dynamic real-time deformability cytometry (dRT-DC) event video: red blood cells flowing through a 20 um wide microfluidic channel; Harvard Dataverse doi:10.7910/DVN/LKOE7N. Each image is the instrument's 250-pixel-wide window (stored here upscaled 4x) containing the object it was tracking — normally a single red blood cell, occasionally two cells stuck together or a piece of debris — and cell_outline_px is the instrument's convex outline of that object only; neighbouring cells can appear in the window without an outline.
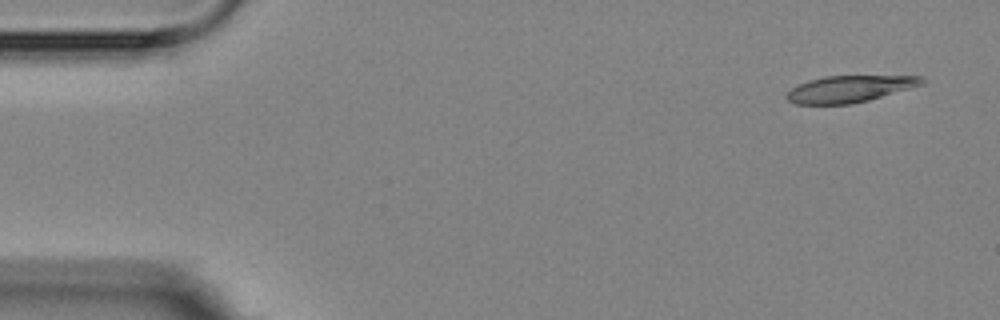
{"species": "Egyptian fruit bat (a non-hibernating species)", "species_latin": "Rousettus aegyptiacus", "temperature_condition": "room temperature", "stored_images_in_passage": 7, "camera_frame_rate_fps": 3000, "um_per_image_px": 0.085, "animal": {"sex": "female"}, "frame": {"image": 1, "passage_image": 1, "time_ms": 0.0, "image_size_px": [1000, 320], "cell_outline_px": [[928, 80], [924, 84], [868, 100], [852, 104], [796, 104], [788, 100], [784, 96], [792, 88], [808, 80], [824, 76], [924, 76]], "centroid_in_image_um": [72.24, 7.55], "position_along_channel_um": 12.8, "area_um2": 20.98}}
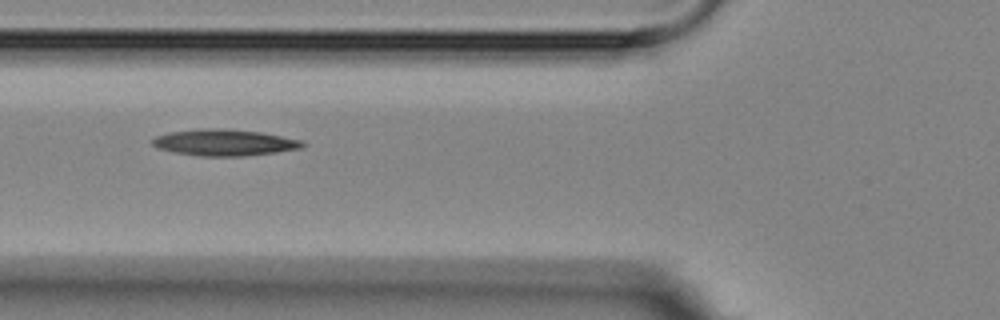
{"frame": {"image": 2, "passage_image": 6, "time_ms": 5.667, "image_size_px": [1000, 320], "cell_outline_px": [[308, 144], [300, 148], [276, 152], [244, 156], [200, 156], [176, 152], [156, 148], [152, 144], [152, 140], [156, 136], [168, 132], [204, 128], [224, 128], [260, 132], [304, 140]], "centroid_in_image_um": [19.09, 12.11], "position_along_channel_um": 106.7, "area_um2": 23.18}}
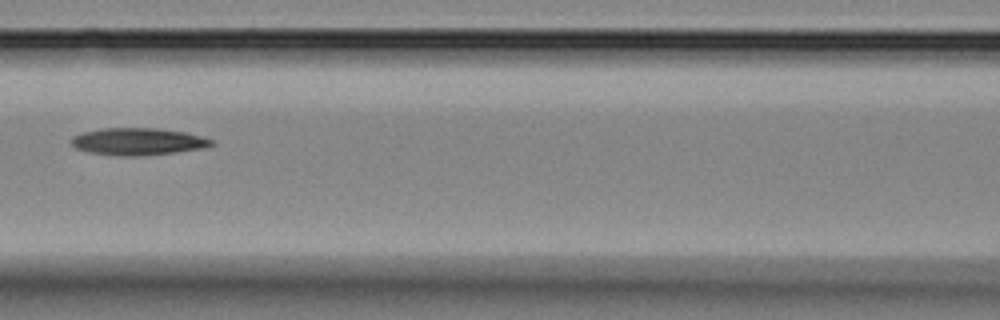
{"frame": {"image": 3, "passage_image": 7, "time_ms": 7.0, "image_size_px": [1000, 320], "cell_outline_px": [[216, 144], [204, 148], [140, 156], [120, 156], [88, 152], [76, 148], [68, 140], [72, 136], [84, 132], [104, 128], [156, 128], [184, 132], [200, 136], [212, 140]], "centroid_in_image_um": [11.69, 12.03], "position_along_channel_um": 154.9, "area_um2": 22.08}}